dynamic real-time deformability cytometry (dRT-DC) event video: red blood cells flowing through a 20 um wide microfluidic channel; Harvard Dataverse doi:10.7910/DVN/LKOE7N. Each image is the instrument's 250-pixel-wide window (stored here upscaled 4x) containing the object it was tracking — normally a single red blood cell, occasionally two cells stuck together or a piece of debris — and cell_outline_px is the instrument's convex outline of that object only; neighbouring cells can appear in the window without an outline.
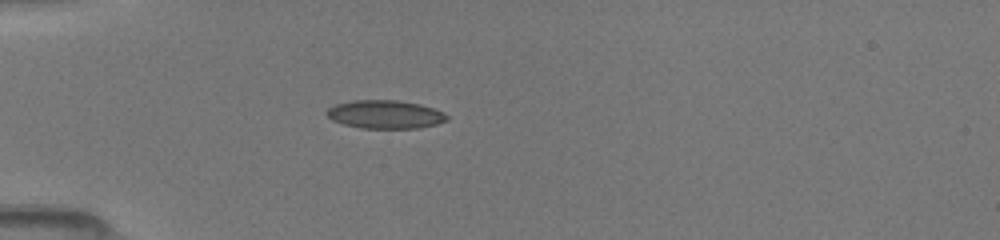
{"species": "common noctule bat (a hibernating species)", "species_latin": "Nyctalus noctula", "temperature_condition": "room temperature", "stored_images_in_passage": 24, "camera_frame_rate_fps": 3000, "um_per_image_px": 0.085, "animal": {"sex": "female", "body_mass_g": 19.5, "forearm_length_mm": 54.1}, "frame": {"image": 1, "passage_image": 5, "time_ms": 3.0, "image_size_px": [1000, 240], "cell_outline_px": [[448, 120], [436, 124], [420, 128], [360, 128], [344, 124], [332, 120], [324, 112], [328, 108], [336, 104], [352, 100], [396, 100], [420, 104], [444, 112], [448, 116]], "centroid_in_image_um": [32.73, 9.72], "position_along_channel_um": 52.3, "area_um2": 19.88}}
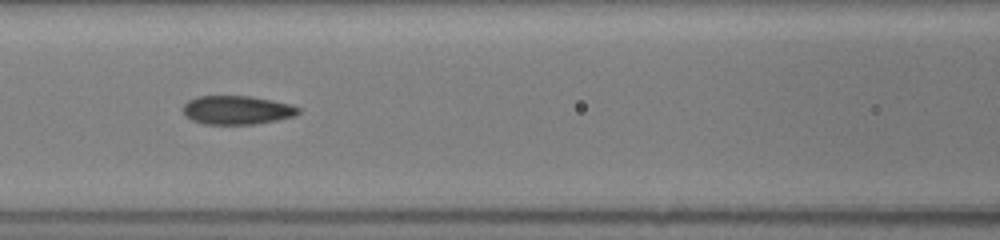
{"frame": {"image": 2, "passage_image": 12, "time_ms": 5.667, "image_size_px": [1000, 240], "cell_outline_px": [[300, 112], [296, 116], [256, 124], [204, 124], [192, 120], [184, 116], [180, 108], [188, 100], [196, 96], [252, 96], [292, 104], [300, 108]], "centroid_in_image_um": [20.12, 9.35], "position_along_channel_um": 146.5, "area_um2": 19.65}}
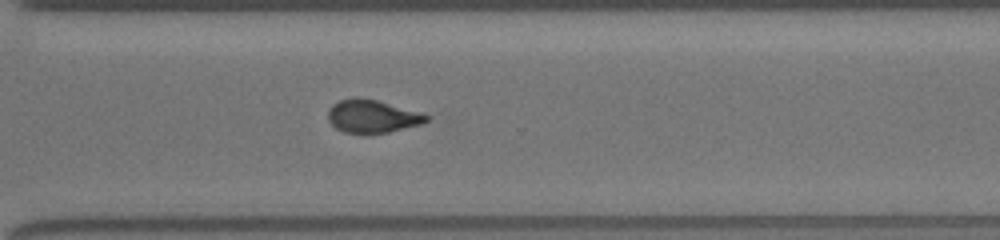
{"frame": {"image": 3, "passage_image": 24, "time_ms": 10.333, "image_size_px": [1000, 240], "cell_outline_px": [[428, 120], [420, 124], [388, 132], [344, 132], [336, 128], [328, 120], [328, 112], [332, 104], [340, 100], [356, 96], [376, 100], [424, 112], [428, 116]], "centroid_in_image_um": [31.65, 9.85], "position_along_channel_um": 339.0, "area_um2": 18.73}}